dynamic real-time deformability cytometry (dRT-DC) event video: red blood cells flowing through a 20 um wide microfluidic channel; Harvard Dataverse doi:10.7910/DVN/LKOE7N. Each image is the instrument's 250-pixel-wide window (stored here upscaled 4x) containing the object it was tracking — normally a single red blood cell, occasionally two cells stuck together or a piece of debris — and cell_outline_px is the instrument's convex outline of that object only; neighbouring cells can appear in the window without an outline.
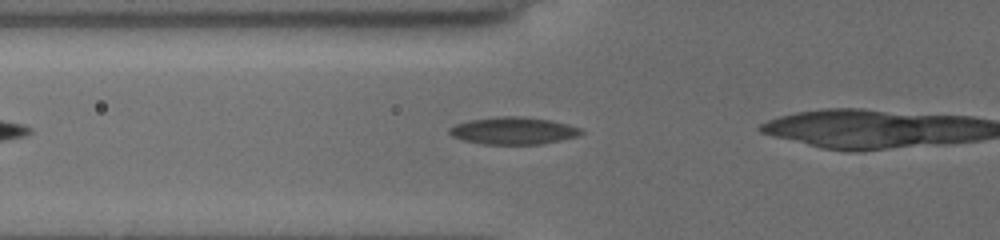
{"species": "common noctule bat (a hibernating species)", "species_latin": "Nyctalus noctula", "temperature_condition": "cold", "stored_images_in_passage": 9, "camera_frame_rate_fps": 3000, "um_per_image_px": 0.085, "animal": {"sex": "female", "body_mass_g": 19.5, "forearm_length_mm": 54.1}, "frame": {"image": 1, "passage_image": 4, "time_ms": 1.0, "image_size_px": [1000, 240], "cell_outline_px": [[584, 132], [576, 136], [560, 140], [540, 144], [484, 144], [464, 140], [452, 136], [448, 132], [448, 128], [456, 124], [468, 120], [496, 116], [524, 116], [548, 120], [568, 124], [580, 128]], "centroid_in_image_um": [43.6, 11.1], "position_along_channel_um": 82.2, "area_um2": 20.87}}
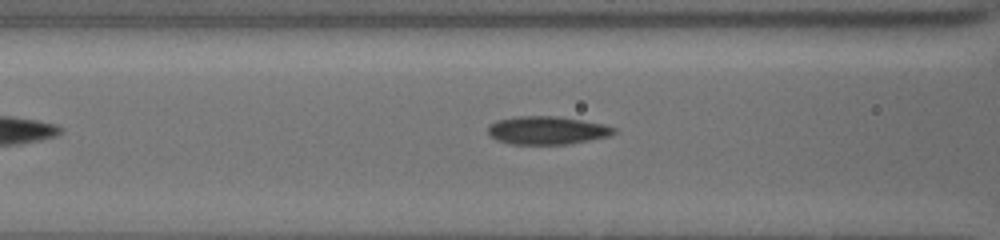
{"frame": {"image": 2, "passage_image": 7, "time_ms": 2.0, "image_size_px": [1000, 240], "cell_outline_px": [[616, 132], [608, 136], [568, 144], [508, 144], [496, 140], [488, 136], [488, 124], [496, 120], [516, 116], [560, 116], [604, 124], [616, 128]], "centroid_in_image_um": [46.44, 11.07], "position_along_channel_um": 120.2, "area_um2": 20.87}}